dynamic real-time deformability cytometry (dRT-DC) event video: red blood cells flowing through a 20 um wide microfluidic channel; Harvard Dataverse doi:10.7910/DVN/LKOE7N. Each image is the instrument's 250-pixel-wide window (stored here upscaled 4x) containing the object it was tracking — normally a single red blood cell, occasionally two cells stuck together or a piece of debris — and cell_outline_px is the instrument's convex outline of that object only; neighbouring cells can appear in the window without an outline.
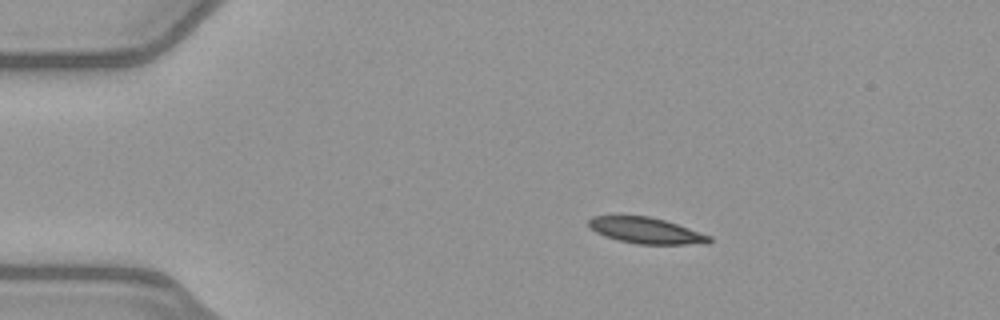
{"species": "common noctule bat (a hibernating species)", "species_latin": "Nyctalus noctula", "temperature_condition": "warm", "stored_images_in_passage": 43, "camera_frame_rate_fps": 3000, "um_per_image_px": 0.085, "animal": {"sex": "female", "body_mass_g": 21.9}, "frame": {"image": 1, "passage_image": 1, "time_ms": 0.0, "image_size_px": [1000, 320], "cell_outline_px": [[712, 240], [708, 244], [636, 244], [616, 240], [604, 236], [596, 232], [588, 224], [588, 220], [592, 216], [648, 216], [664, 220], [712, 236]], "centroid_in_image_um": [54.92, 19.61], "position_along_channel_um": 30.1, "area_um2": 18.26}}
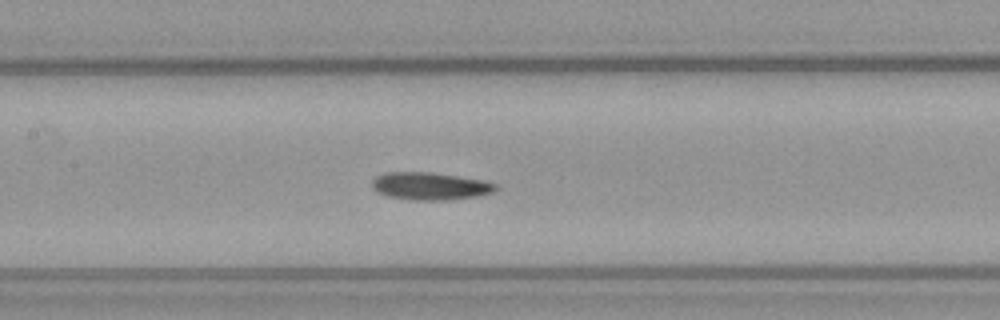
{"frame": {"image": 2, "passage_image": 16, "time_ms": 5.0, "image_size_px": [1000, 320], "cell_outline_px": [[496, 188], [492, 192], [476, 196], [448, 200], [408, 200], [388, 196], [372, 188], [372, 180], [376, 176], [384, 172], [428, 172], [484, 180], [496, 184]], "centroid_in_image_um": [36.52, 15.82], "position_along_channel_um": 170.9, "area_um2": 19.71}}
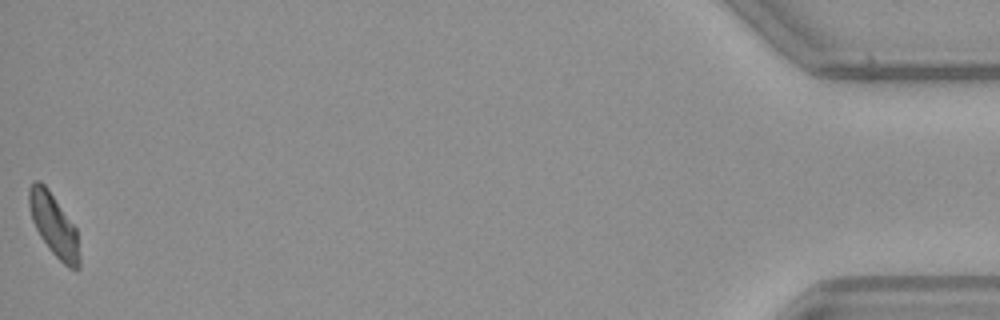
{"frame": {"image": 3, "passage_image": 43, "time_ms": 14.0, "image_size_px": [1000, 320], "cell_outline_px": [[80, 268], [76, 272], [68, 268], [48, 248], [40, 236], [32, 220], [28, 204], [28, 188], [36, 180], [40, 180], [48, 188], [76, 228], [80, 256]], "centroid_in_image_um": [4.59, 19.16], "position_along_channel_um": 430.6, "area_um2": 18.44}, "authors_computed_cell_mechanics": {"area_um2": 19.363, "velocity_mm_per_s": 3.9986, "shape_relaxation_time_tau1_ms": 5.742, "shape_relaxation_time_tau2_ms": 5.1275, "deformation_change_tau1": 0.1419, "deformation_change_tau2": 0.1274}}